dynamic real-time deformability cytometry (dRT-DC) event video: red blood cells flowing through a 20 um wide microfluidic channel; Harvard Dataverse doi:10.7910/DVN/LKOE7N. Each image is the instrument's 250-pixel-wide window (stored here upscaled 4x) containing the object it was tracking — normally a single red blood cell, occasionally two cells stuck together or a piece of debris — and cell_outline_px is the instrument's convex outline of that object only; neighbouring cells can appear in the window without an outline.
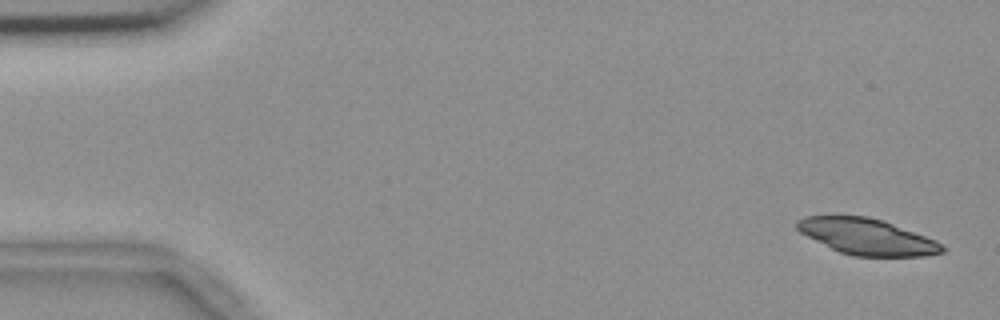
{"species": "common noctule bat (a hibernating species)", "species_latin": "Nyctalus noctula", "temperature_condition": "room temperature", "stored_images_in_passage": 4, "camera_frame_rate_fps": 3000, "um_per_image_px": 0.085, "animal": {"sex": "female", "body_mass_g": 18.4}, "frame": {"image": 1, "passage_image": 1, "time_ms": 0.0, "image_size_px": [1000, 320], "cell_outline_px": [[948, 248], [944, 252], [924, 256], [852, 256], [840, 252], [800, 232], [796, 228], [796, 220], [804, 216], [868, 216], [884, 220], [936, 240]], "centroid_in_image_um": [73.74, 20.11], "position_along_channel_um": 11.3, "area_um2": 30.46}}